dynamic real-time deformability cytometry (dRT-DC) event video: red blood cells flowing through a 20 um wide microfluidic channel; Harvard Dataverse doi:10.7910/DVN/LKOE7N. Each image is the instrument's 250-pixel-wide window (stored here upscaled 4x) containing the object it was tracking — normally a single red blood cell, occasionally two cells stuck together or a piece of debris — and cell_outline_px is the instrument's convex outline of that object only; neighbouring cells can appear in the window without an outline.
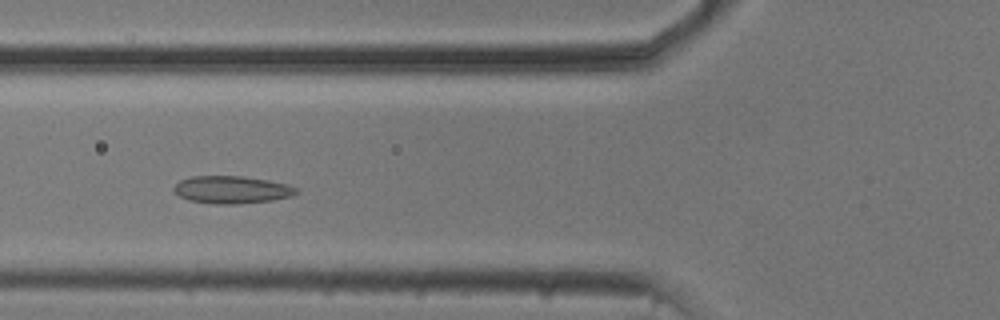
{"species": "common noctule bat (a hibernating species)", "species_latin": "Nyctalus noctula", "temperature_condition": "cold", "stored_images_in_passage": 52, "camera_frame_rate_fps": 3000, "um_per_image_px": 0.085, "animal": {"sex": "male", "body_mass_g": 20.5, "forearm_length_mm": 52.5}, "frame": {"image": 1, "passage_image": 18, "time_ms": 5.667, "image_size_px": [1000, 320], "cell_outline_px": [[300, 192], [292, 196], [272, 200], [236, 204], [216, 204], [188, 200], [180, 196], [172, 188], [180, 180], [192, 176], [244, 176], [268, 180], [288, 184], [296, 188]], "centroid_in_image_um": [19.72, 16.12], "position_along_channel_um": 106.1, "area_um2": 19.65}}
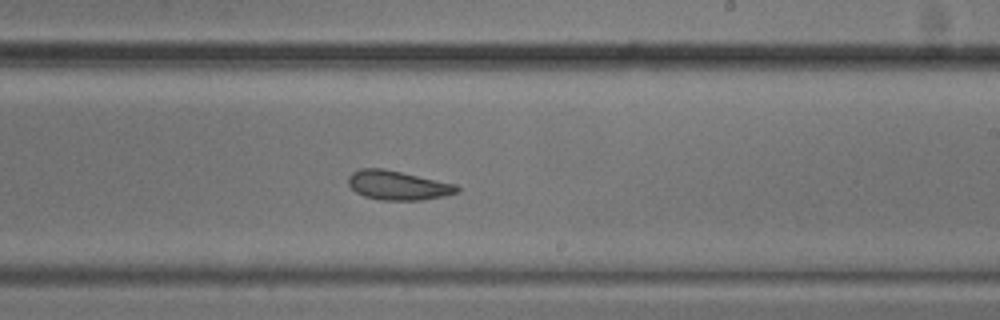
{"frame": {"image": 2, "passage_image": 30, "time_ms": 9.667, "image_size_px": [1000, 320], "cell_outline_px": [[460, 192], [444, 196], [424, 200], [380, 200], [364, 196], [356, 192], [348, 184], [348, 176], [352, 172], [360, 168], [384, 168], [456, 184], [460, 188]], "centroid_in_image_um": [33.82, 15.75], "position_along_channel_um": 255.2, "area_um2": 18.67}}
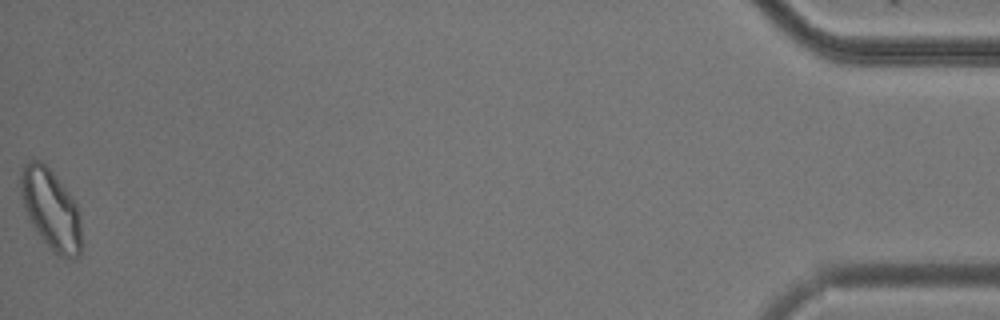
{"frame": {"image": 3, "passage_image": 52, "time_ms": 17.0, "image_size_px": [1000, 320], "cell_outline_px": [[84, 244], [80, 256], [72, 260], [60, 256], [52, 252], [32, 224], [24, 208], [20, 192], [20, 176], [24, 164], [28, 160], [40, 160], [56, 176], [68, 192], [76, 204], [80, 220]], "centroid_in_image_um": [4.36, 17.85], "position_along_channel_um": 430.8, "area_um2": 28.73}, "authors_computed_cell_mechanics": {"area_um2": 20.5768, "velocity_mm_per_s": 3.718, "shape_relaxation_time_tau1_ms": null, "shape_relaxation_time_tau2_ms": 2.6624, "deformation_change_tau1": null, "deformation_change_tau2": 0.0766}}